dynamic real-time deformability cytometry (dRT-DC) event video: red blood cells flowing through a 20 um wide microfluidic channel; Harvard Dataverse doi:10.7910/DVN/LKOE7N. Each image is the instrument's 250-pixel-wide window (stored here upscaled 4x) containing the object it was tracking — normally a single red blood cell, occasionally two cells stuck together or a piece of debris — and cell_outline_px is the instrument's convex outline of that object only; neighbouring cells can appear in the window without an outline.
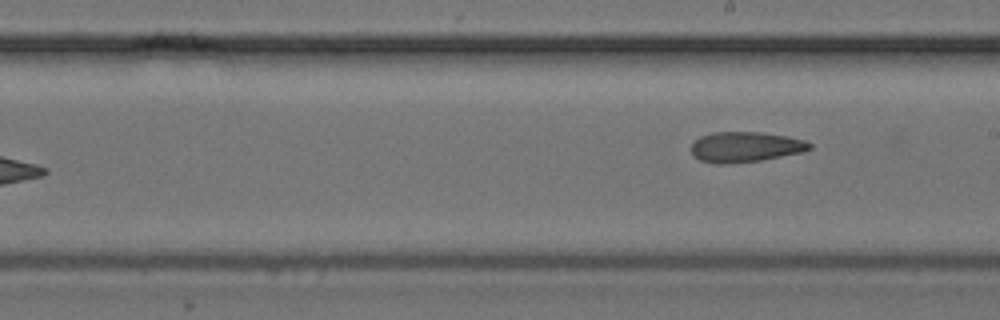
{"species": "common noctule bat (a hibernating species)", "species_latin": "Nyctalus noctula", "temperature_condition": "cold", "stored_images_in_passage": 7, "segment_of_instrument_passage": [2, 2], "camera_frame_rate_fps": 3000, "um_per_image_px": 0.085, "animal": {"sex": "female", "body_mass_g": 24.6, "forearm_length_mm": 56.2}, "frame": {"image": 1, "passage_image": 7, "time_ms": 2.0, "image_size_px": [1000, 320], "cell_outline_px": [[812, 148], [804, 152], [760, 160], [728, 164], [716, 164], [700, 160], [692, 156], [692, 144], [700, 136], [712, 132], [764, 132], [788, 136], [804, 140], [812, 144]], "centroid_in_image_um": [63.36, 12.49], "position_along_channel_um": 225.6, "area_um2": 21.1}}